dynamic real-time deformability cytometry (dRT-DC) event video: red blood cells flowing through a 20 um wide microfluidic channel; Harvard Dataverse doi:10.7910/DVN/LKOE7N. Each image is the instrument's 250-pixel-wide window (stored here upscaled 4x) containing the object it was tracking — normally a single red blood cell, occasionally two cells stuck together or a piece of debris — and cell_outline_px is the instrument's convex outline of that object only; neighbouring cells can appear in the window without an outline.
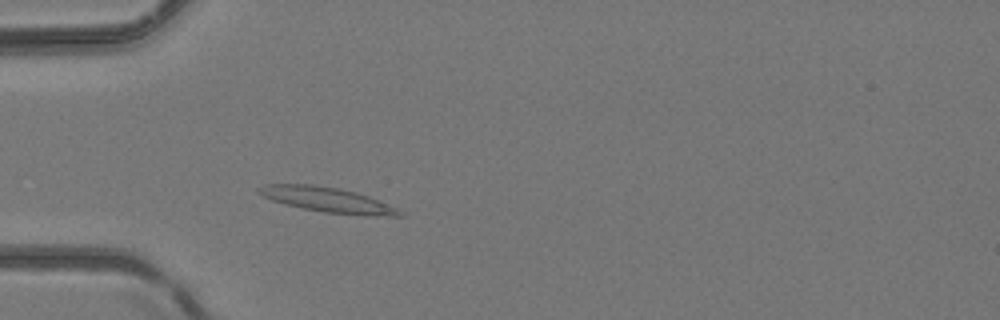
{"species": "common noctule bat (a hibernating species)", "species_latin": "Nyctalus noctula", "temperature_condition": "room temperature", "stored_images_in_passage": 2, "camera_frame_rate_fps": 3000, "um_per_image_px": 0.085, "animal": {"sex": "female", "body_mass_g": 24.6, "forearm_length_mm": 56.2}, "frame": {"image": 1, "passage_image": 2, "time_ms": 0.333, "image_size_px": [1000, 320], "cell_outline_px": [[404, 216], [364, 216], [324, 212], [304, 208], [272, 200], [256, 192], [256, 188], [264, 184], [312, 184], [340, 188], [356, 192], [368, 196], [396, 208], [404, 212]], "centroid_in_image_um": [27.85, 16.98], "position_along_channel_um": 57.1, "area_um2": 20.46}}